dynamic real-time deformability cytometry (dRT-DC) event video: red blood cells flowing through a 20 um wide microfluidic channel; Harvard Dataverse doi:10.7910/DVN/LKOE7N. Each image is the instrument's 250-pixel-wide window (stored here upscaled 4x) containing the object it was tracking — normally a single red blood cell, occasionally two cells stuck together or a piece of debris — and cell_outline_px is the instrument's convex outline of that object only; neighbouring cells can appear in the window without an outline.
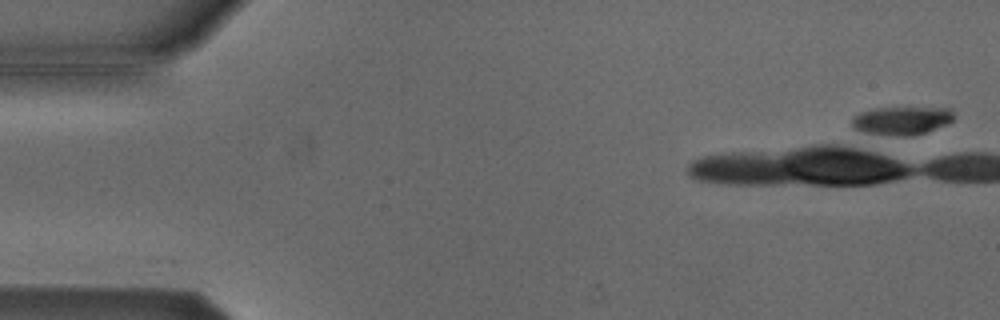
{"species": "Egyptian fruit bat (a non-hibernating species)", "species_latin": "Rousettus aegyptiacus", "temperature_condition": "cold", "stored_images_in_passage": 6, "camera_frame_rate_fps": 3000, "um_per_image_px": 0.085, "animal": {"sex": "male"}, "frame": {"image": 1, "passage_image": 1, "time_ms": 0.0, "image_size_px": [1000, 320], "cell_outline_px": [[952, 120], [948, 124], [912, 136], [876, 136], [856, 128], [852, 124], [852, 120], [860, 112], [876, 108], [948, 108], [952, 112]], "centroid_in_image_um": [76.63, 10.27], "position_along_channel_um": 8.4, "area_um2": 16.65}}